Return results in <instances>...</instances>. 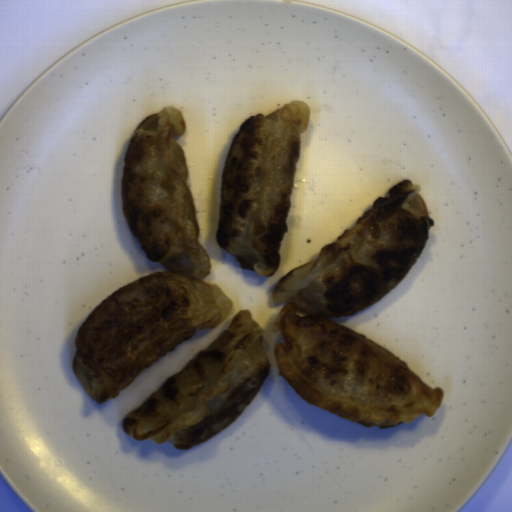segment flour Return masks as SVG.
<instances>
[{"instance_id": "obj_4", "label": "flour", "mask_w": 512, "mask_h": 512, "mask_svg": "<svg viewBox=\"0 0 512 512\" xmlns=\"http://www.w3.org/2000/svg\"><path fill=\"white\" fill-rule=\"evenodd\" d=\"M265 330L242 309L206 349L195 354L133 411L127 437L188 450L238 420L271 373Z\"/></svg>"}, {"instance_id": "obj_2", "label": "flour", "mask_w": 512, "mask_h": 512, "mask_svg": "<svg viewBox=\"0 0 512 512\" xmlns=\"http://www.w3.org/2000/svg\"><path fill=\"white\" fill-rule=\"evenodd\" d=\"M174 105L147 116L125 151L120 189L128 228L149 262L166 270L122 287L78 326L72 370L98 405L115 400L141 372L229 316L230 297L205 283L211 261L199 240L194 195Z\"/></svg>"}, {"instance_id": "obj_3", "label": "flour", "mask_w": 512, "mask_h": 512, "mask_svg": "<svg viewBox=\"0 0 512 512\" xmlns=\"http://www.w3.org/2000/svg\"><path fill=\"white\" fill-rule=\"evenodd\" d=\"M310 121V107L303 100L288 102L267 116L251 115L232 141L222 172L215 238L241 269L268 277L279 268L301 134Z\"/></svg>"}, {"instance_id": "obj_1", "label": "flour", "mask_w": 512, "mask_h": 512, "mask_svg": "<svg viewBox=\"0 0 512 512\" xmlns=\"http://www.w3.org/2000/svg\"><path fill=\"white\" fill-rule=\"evenodd\" d=\"M412 180L396 183L314 260L273 287L283 303L272 330L280 372L313 406L384 430L433 417L444 390L431 387L372 339L338 323L378 303L422 255L435 222Z\"/></svg>"}]
</instances>
